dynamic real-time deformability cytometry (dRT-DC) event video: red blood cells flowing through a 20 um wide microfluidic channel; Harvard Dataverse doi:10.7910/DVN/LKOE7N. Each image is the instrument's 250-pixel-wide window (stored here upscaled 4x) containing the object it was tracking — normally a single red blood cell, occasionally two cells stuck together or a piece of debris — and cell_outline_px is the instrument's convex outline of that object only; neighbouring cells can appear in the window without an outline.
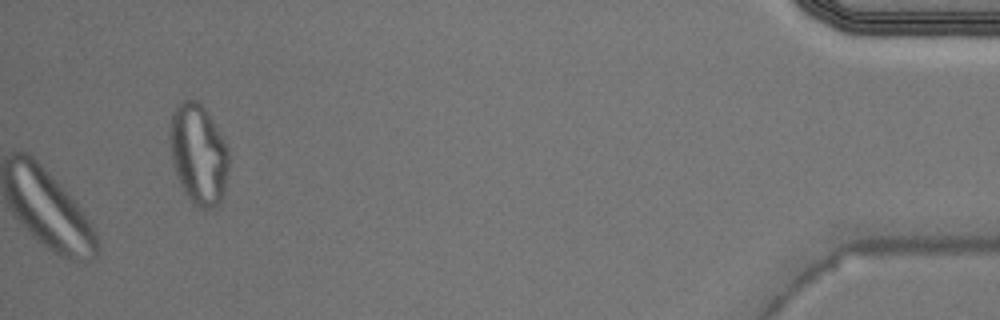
{"species": "Egyptian fruit bat (a non-hibernating species)", "species_latin": "Rousettus aegyptiacus", "temperature_condition": "warm", "stored_images_in_passage": 42, "camera_frame_rate_fps": 3000, "um_per_image_px": 0.085, "animal": {"sex": "male"}, "frame": {"image": 1, "passage_image": 42, "time_ms": 13.667, "image_size_px": [1000, 320], "cell_outline_px": [[228, 172], [224, 196], [212, 208], [200, 208], [192, 204], [184, 192], [180, 184], [172, 160], [172, 112], [176, 104], [180, 100], [196, 100], [204, 108], [228, 148]], "centroid_in_image_um": [16.89, 13.14], "position_along_channel_um": 418.3, "area_um2": 33.76}}